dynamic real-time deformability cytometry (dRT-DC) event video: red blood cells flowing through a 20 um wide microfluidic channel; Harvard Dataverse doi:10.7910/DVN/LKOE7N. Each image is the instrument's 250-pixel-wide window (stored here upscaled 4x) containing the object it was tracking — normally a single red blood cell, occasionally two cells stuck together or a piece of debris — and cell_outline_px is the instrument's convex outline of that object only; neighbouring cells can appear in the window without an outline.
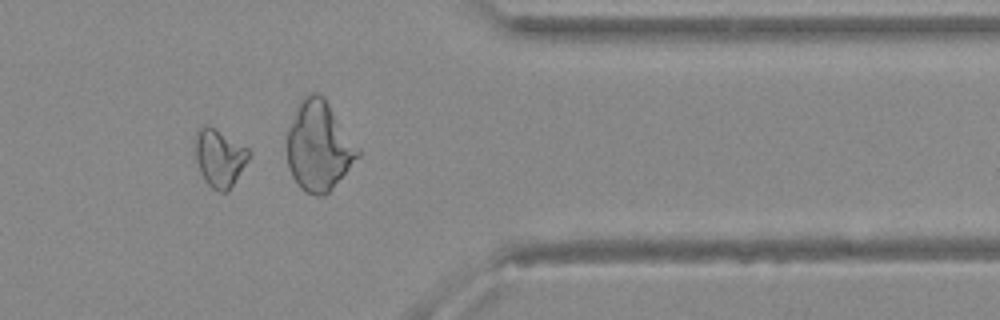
{"species": "Egyptian fruit bat (a non-hibernating species)", "species_latin": "Rousettus aegyptiacus", "temperature_condition": "warm", "stored_images_in_passage": 41, "camera_frame_rate_fps": 3000, "um_per_image_px": 0.085, "animal": {"sex": "female"}, "frame": {"image": 1, "passage_image": 35, "time_ms": 11.333, "image_size_px": [1000, 320], "cell_outline_px": [[252, 152], [248, 160], [228, 192], [220, 192], [212, 188], [204, 180], [200, 172], [196, 160], [196, 136], [200, 128], [204, 124], [208, 124], [248, 148]], "centroid_in_image_um": [18.67, 13.43], "position_along_channel_um": 392.7, "area_um2": 17.86}}